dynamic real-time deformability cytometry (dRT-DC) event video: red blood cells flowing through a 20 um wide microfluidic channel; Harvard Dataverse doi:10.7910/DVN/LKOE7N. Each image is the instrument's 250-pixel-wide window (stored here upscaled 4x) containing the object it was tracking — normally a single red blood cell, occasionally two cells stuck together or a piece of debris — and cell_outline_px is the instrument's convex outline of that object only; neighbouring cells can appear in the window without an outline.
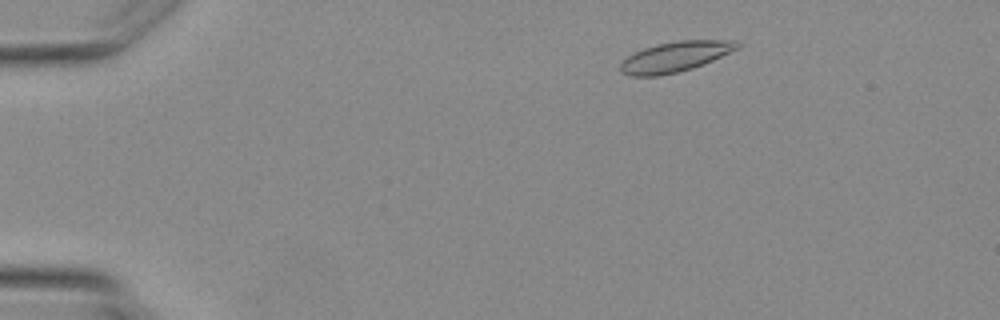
{"species": "Egyptian fruit bat (a non-hibernating species)", "species_latin": "Rousettus aegyptiacus", "temperature_condition": "warm", "stored_images_in_passage": 3, "camera_frame_rate_fps": 3000, "um_per_image_px": 0.085, "animal": {"sex": "female"}, "frame": {"image": 1, "passage_image": 1, "time_ms": 0.0, "image_size_px": [1000, 320], "cell_outline_px": [[740, 48], [704, 64], [692, 68], [660, 76], [632, 76], [620, 72], [620, 64], [628, 56], [644, 48], [656, 44], [676, 40], [736, 40], [740, 44]], "centroid_in_image_um": [57.41, 4.81], "position_along_channel_um": 27.6, "area_um2": 20.63}}
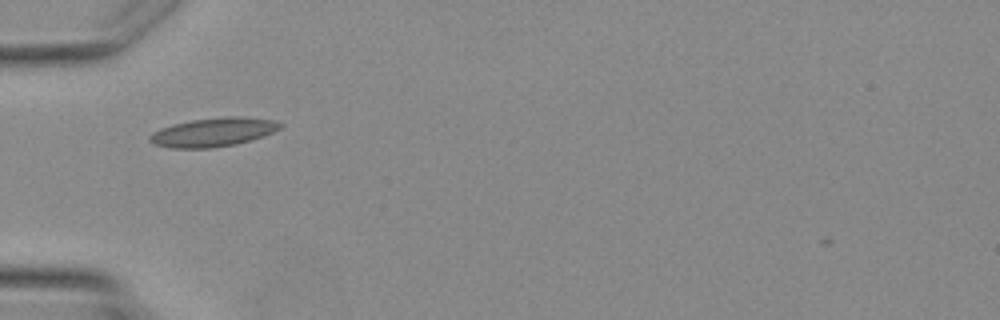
{"frame": {"image": 2, "passage_image": 3, "time_ms": 2.333, "image_size_px": [1000, 320], "cell_outline_px": [[284, 124], [280, 128], [272, 132], [236, 144], [208, 148], [172, 148], [156, 144], [148, 140], [148, 136], [152, 132], [160, 128], [172, 124], [192, 120], [224, 116], [244, 116], [276, 120]], "centroid_in_image_um": [18.11, 11.21], "position_along_channel_um": 66.9, "area_um2": 21.85}}